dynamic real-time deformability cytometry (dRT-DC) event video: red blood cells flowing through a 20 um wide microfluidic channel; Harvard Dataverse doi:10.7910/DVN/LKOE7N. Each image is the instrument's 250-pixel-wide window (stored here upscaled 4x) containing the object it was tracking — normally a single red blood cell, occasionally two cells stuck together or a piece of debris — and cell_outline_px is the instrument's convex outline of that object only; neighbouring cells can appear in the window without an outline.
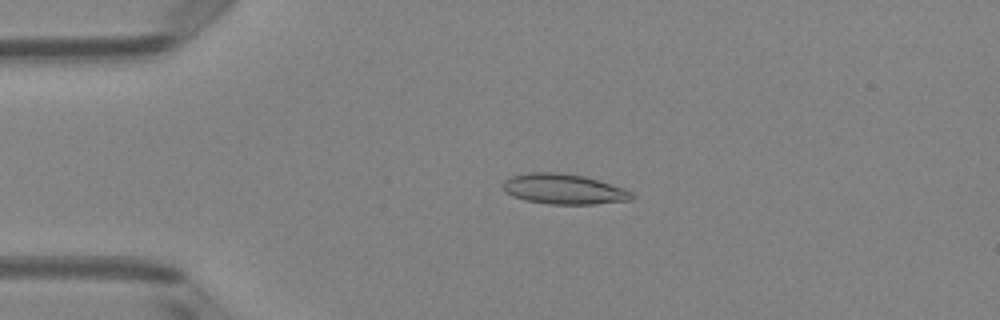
{"species": "Egyptian fruit bat (a non-hibernating species)", "species_latin": "Rousettus aegyptiacus", "temperature_condition": "room temperature", "stored_images_in_passage": 50, "camera_frame_rate_fps": 3000, "um_per_image_px": 0.085, "animal": {"sex": "female"}, "frame": {"image": 1, "passage_image": 11, "time_ms": 3.333, "image_size_px": [1000, 320], "cell_outline_px": [[636, 196], [632, 200], [596, 204], [548, 204], [524, 200], [512, 196], [504, 192], [500, 184], [508, 176], [528, 172], [560, 172], [584, 176], [624, 188], [632, 192]], "centroid_in_image_um": [47.87, 16.07], "position_along_channel_um": 37.1, "area_um2": 23.18}}
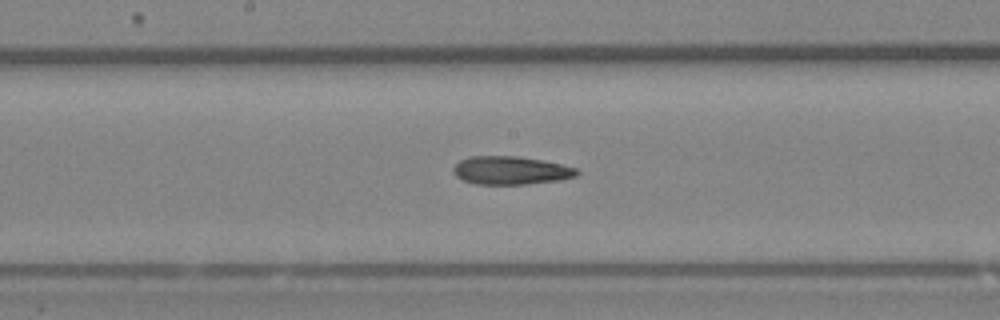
{"frame": {"image": 2, "passage_image": 26, "time_ms": 8.333, "image_size_px": [1000, 320], "cell_outline_px": [[580, 172], [576, 176], [560, 180], [528, 184], [476, 184], [464, 180], [456, 176], [452, 172], [452, 168], [460, 160], [468, 156], [516, 156], [540, 160], [560, 164], [576, 168]], "centroid_in_image_um": [43.39, 14.49], "position_along_channel_um": 204.8, "area_um2": 20.29}}
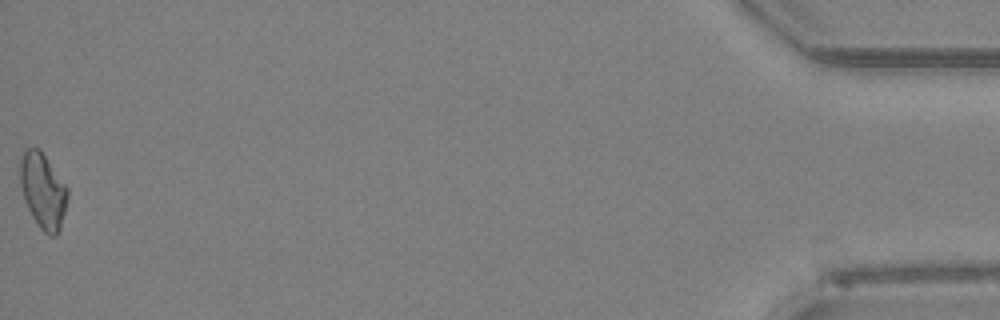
{"frame": {"image": 3, "passage_image": 50, "time_ms": 16.333, "image_size_px": [1000, 320], "cell_outline_px": [[68, 196], [60, 228], [56, 236], [48, 236], [40, 228], [32, 216], [24, 200], [20, 184], [20, 160], [24, 148], [40, 148], [68, 188]], "centroid_in_image_um": [3.64, 16.2], "position_along_channel_um": 431.6, "area_um2": 20.87}, "authors_computed_cell_mechanics": {"area_um2": 20.6346, "velocity_mm_per_s": 4.0576, "shape_relaxation_time_tau1_ms": null, "shape_relaxation_time_tau2_ms": 4.167, "deformation_change_tau1": null, "deformation_change_tau2": 0.1573}}